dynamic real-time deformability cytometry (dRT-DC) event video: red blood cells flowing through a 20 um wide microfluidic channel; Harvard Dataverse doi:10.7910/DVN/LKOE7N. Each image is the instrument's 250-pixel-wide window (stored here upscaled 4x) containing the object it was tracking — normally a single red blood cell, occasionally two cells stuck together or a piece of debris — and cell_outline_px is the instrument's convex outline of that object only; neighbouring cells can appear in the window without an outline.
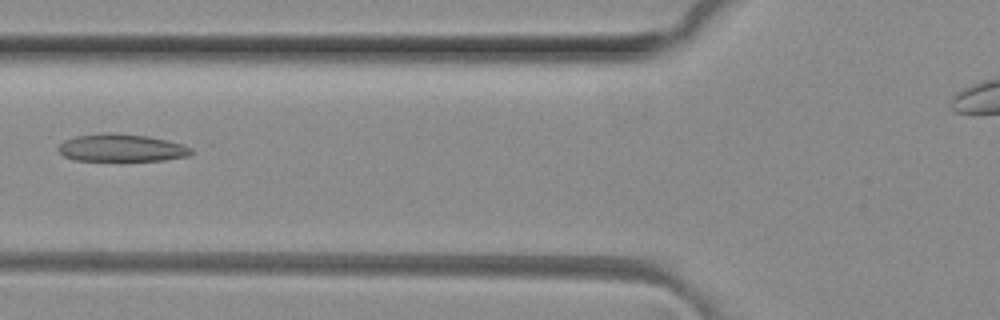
{"species": "common noctule bat (a hibernating species)", "species_latin": "Nyctalus noctula", "temperature_condition": "room temperature", "stored_images_in_passage": 6, "camera_frame_rate_fps": 3000, "um_per_image_px": 0.085, "animal": {"sex": "female", "body_mass_g": 29.2, "forearm_length_mm": 56.3}, "frame": {"image": 1, "passage_image": 6, "time_ms": 1.667, "image_size_px": [1000, 320], "cell_outline_px": [[192, 152], [188, 156], [164, 160], [76, 160], [64, 156], [56, 148], [64, 140], [76, 136], [108, 132], [148, 136], [184, 144], [192, 148]], "centroid_in_image_um": [10.33, 12.56], "position_along_channel_um": 115.5, "area_um2": 21.21}}